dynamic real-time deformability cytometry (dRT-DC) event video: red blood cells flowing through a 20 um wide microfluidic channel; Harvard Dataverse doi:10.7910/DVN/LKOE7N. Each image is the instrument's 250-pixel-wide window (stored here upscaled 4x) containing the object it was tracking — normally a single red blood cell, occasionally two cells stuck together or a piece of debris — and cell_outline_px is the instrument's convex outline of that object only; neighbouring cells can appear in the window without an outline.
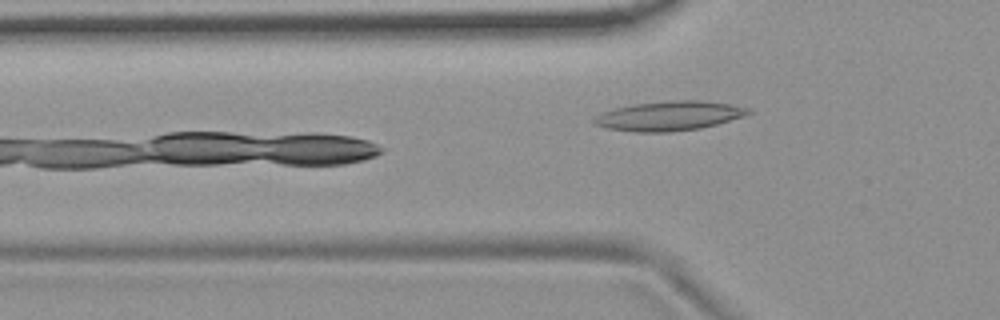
{"species": "common noctule bat (a hibernating species)", "species_latin": "Nyctalus noctula", "temperature_condition": "room temperature", "stored_images_in_passage": 9, "camera_frame_rate_fps": 3000, "um_per_image_px": 0.085, "animal": {"sex": "female", "body_mass_g": 19.9}, "frame": {"image": 1, "passage_image": 4, "time_ms": 1.0, "image_size_px": [1000, 320], "cell_outline_px": [[752, 112], [744, 116], [716, 124], [700, 128], [668, 132], [636, 132], [608, 128], [592, 124], [592, 120], [600, 112], [632, 104], [672, 100], [700, 100], [728, 104], [748, 108]], "centroid_in_image_um": [56.83, 9.85], "position_along_channel_um": 69.0, "area_um2": 26.36}}
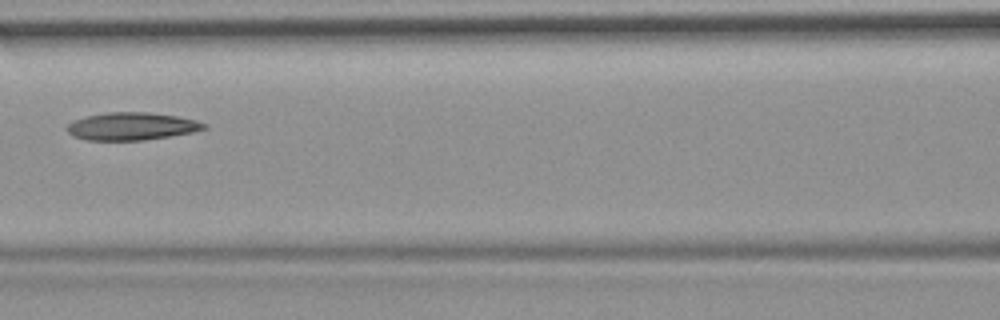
{"frame": {"image": 2, "passage_image": 6, "time_ms": 1.667, "image_size_px": [1000, 320], "cell_outline_px": [[208, 128], [192, 132], [144, 140], [88, 140], [72, 136], [64, 128], [68, 124], [76, 120], [88, 116], [108, 112], [148, 112], [176, 116], [196, 120], [208, 124]], "centroid_in_image_um": [11.2, 10.73], "position_along_channel_um": 155.4, "area_um2": 21.96}}
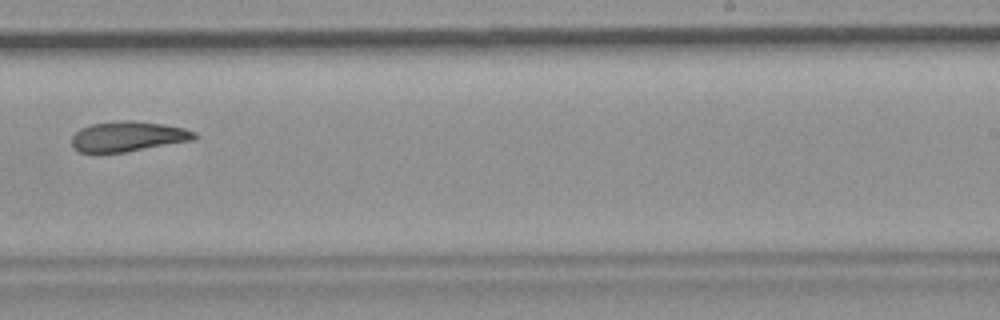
{"frame": {"image": 3, "passage_image": 9, "time_ms": 2.667, "image_size_px": [1000, 320], "cell_outline_px": [[196, 136], [192, 140], [124, 152], [80, 152], [72, 148], [72, 136], [80, 128], [92, 124], [116, 120], [132, 120], [164, 124], [184, 128], [196, 132]], "centroid_in_image_um": [10.85, 11.58], "position_along_channel_um": 278.2, "area_um2": 21.44}}